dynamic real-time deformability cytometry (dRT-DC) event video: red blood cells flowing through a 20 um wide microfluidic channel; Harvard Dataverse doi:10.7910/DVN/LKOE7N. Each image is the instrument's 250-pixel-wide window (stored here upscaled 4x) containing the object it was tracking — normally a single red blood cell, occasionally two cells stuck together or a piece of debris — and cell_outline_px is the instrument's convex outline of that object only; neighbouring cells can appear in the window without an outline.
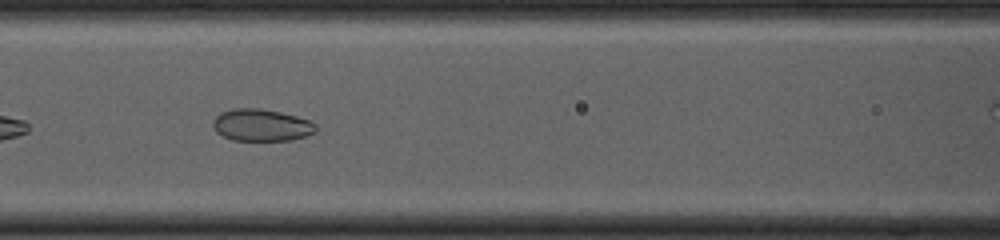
{"species": "common noctule bat (a hibernating species)", "species_latin": "Nyctalus noctula", "temperature_condition": "cold", "stored_images_in_passage": 30, "camera_frame_rate_fps": 3000, "um_per_image_px": 0.085, "animal": {"sex": "female", "body_mass_g": 23.0, "forearm_length_mm": 53.4}, "frame": {"image": 1, "passage_image": 9, "time_ms": 2.667, "image_size_px": [1000, 240], "cell_outline_px": [[316, 132], [304, 136], [288, 140], [232, 140], [216, 132], [212, 124], [212, 120], [220, 112], [236, 108], [260, 108], [280, 112], [296, 116], [308, 120], [316, 124]], "centroid_in_image_um": [22.19, 10.62], "position_along_channel_um": 144.4, "area_um2": 19.13}}